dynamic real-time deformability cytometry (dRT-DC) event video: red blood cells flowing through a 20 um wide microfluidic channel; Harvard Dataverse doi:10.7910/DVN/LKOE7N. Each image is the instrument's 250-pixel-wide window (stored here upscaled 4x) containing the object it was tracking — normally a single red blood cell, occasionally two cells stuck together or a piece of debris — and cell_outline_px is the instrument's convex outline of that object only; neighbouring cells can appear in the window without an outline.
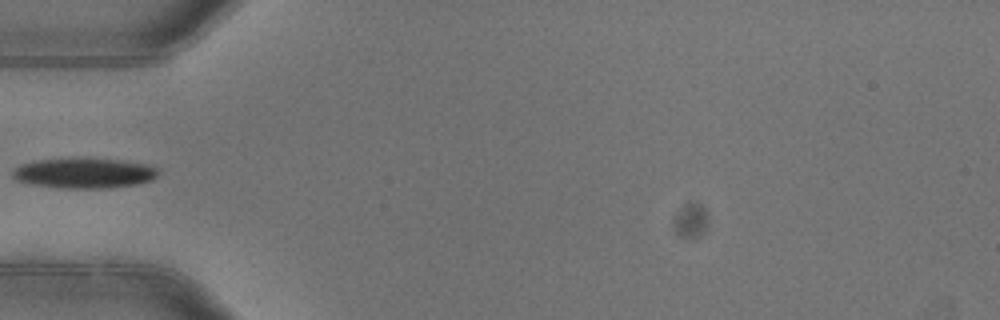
{"species": "common noctule bat (a hibernating species)", "species_latin": "Nyctalus noctula", "temperature_condition": "warm", "stored_images_in_passage": 5, "camera_frame_rate_fps": 3000, "um_per_image_px": 0.085, "animal": {"sex": "female"}, "frame": {"image": 1, "passage_image": 4, "time_ms": 1.0, "image_size_px": [1000, 320], "cell_outline_px": [[156, 176], [152, 180], [136, 184], [108, 188], [60, 188], [32, 184], [16, 180], [12, 176], [12, 172], [20, 164], [40, 160], [120, 160], [144, 164], [156, 168]], "centroid_in_image_um": [7.12, 14.75], "position_along_channel_um": 77.9, "area_um2": 24.74}}